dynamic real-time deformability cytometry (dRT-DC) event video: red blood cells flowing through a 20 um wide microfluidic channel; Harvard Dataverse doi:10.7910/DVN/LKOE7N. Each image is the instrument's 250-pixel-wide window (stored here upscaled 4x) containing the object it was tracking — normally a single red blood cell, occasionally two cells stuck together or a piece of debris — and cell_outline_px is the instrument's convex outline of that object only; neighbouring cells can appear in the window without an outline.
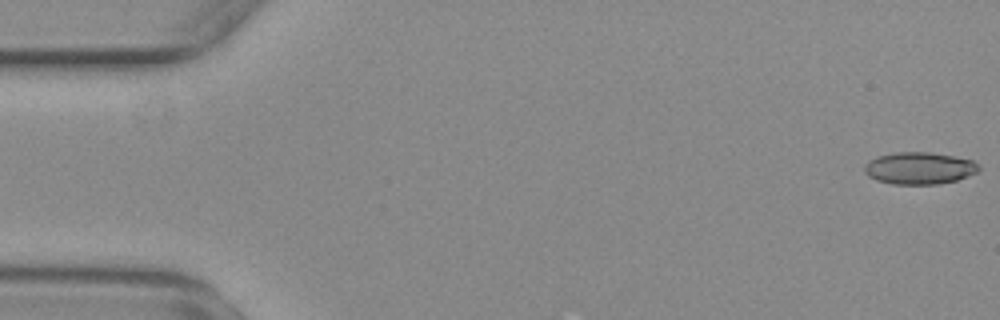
{"species": "common noctule bat (a hibernating species)", "species_latin": "Nyctalus noctula", "temperature_condition": "warm", "stored_images_in_passage": 56, "camera_frame_rate_fps": 3000, "um_per_image_px": 0.085, "animal": {"sex": "female", "body_mass_g": 29.2, "forearm_length_mm": 56.3}, "frame": {"image": 1, "passage_image": 1, "time_ms": 0.0, "image_size_px": [1000, 320], "cell_outline_px": [[980, 168], [976, 172], [968, 176], [956, 180], [936, 184], [892, 184], [876, 180], [868, 176], [864, 172], [864, 164], [868, 160], [876, 156], [896, 152], [932, 152], [972, 160]], "centroid_in_image_um": [78.08, 14.29], "position_along_channel_um": 6.9, "area_um2": 21.39}}
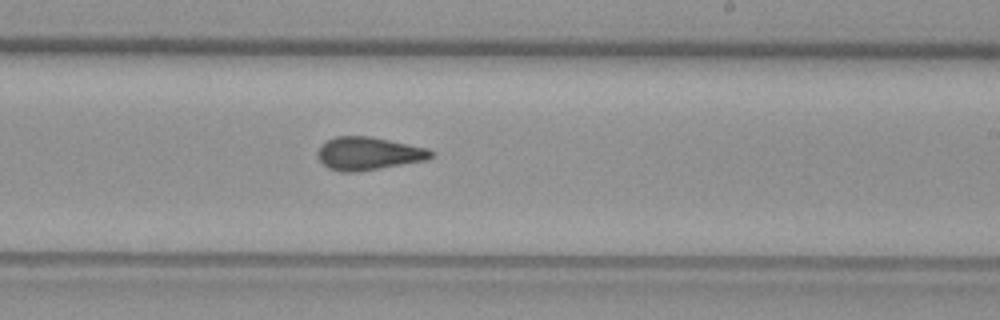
{"frame": {"image": 2, "passage_image": 33, "time_ms": 10.667, "image_size_px": [1000, 320], "cell_outline_px": [[436, 152], [428, 160], [356, 172], [340, 172], [328, 168], [320, 160], [316, 152], [328, 140], [336, 136], [372, 136], [428, 148]], "centroid_in_image_um": [31.36, 13.05], "position_along_channel_um": 257.6, "area_um2": 21.85}}
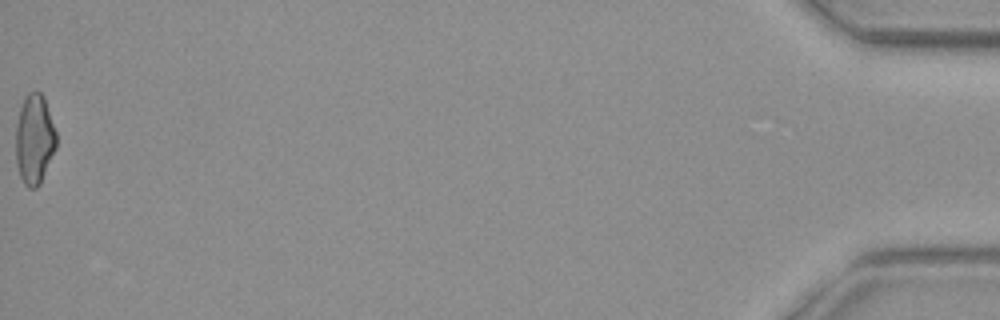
{"frame": {"image": 3, "passage_image": 56, "time_ms": 18.333, "image_size_px": [1000, 320], "cell_outline_px": [[56, 148], [40, 184], [36, 188], [28, 188], [24, 184], [20, 176], [16, 164], [16, 124], [20, 108], [28, 92], [40, 92], [44, 96], [56, 132]], "centroid_in_image_um": [2.92, 11.86], "position_along_channel_um": 432.3, "area_um2": 21.21}, "authors_computed_cell_mechanics": {"area_um2": 21.5594, "velocity_mm_per_s": 3.7196, "shape_relaxation_time_tau1_ms": null, "shape_relaxation_time_tau2_ms": 1.8883, "deformation_change_tau1": null, "deformation_change_tau2": 0.1077}}